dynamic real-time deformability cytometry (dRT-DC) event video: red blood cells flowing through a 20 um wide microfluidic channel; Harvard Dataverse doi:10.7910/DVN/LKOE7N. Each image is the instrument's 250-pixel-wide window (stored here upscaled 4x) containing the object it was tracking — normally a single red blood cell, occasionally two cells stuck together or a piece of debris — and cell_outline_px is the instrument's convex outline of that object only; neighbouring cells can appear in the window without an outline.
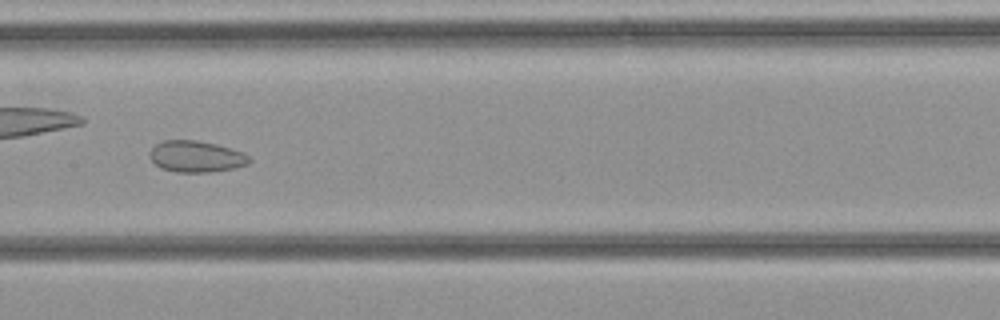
{"species": "common noctule bat (a hibernating species)", "species_latin": "Nyctalus noctula", "temperature_condition": "cold", "stored_images_in_passage": 34, "camera_frame_rate_fps": 3000, "um_per_image_px": 0.085, "animal": {"sex": "female", "body_mass_g": 21.9}, "frame": {"image": 1, "passage_image": 15, "time_ms": 4.667, "image_size_px": [1000, 320], "cell_outline_px": [[252, 160], [248, 164], [236, 168], [208, 172], [176, 172], [160, 168], [148, 156], [148, 152], [156, 144], [164, 140], [196, 140], [216, 144], [244, 152]], "centroid_in_image_um": [16.67, 13.3], "position_along_channel_um": 190.7, "area_um2": 18.32}}
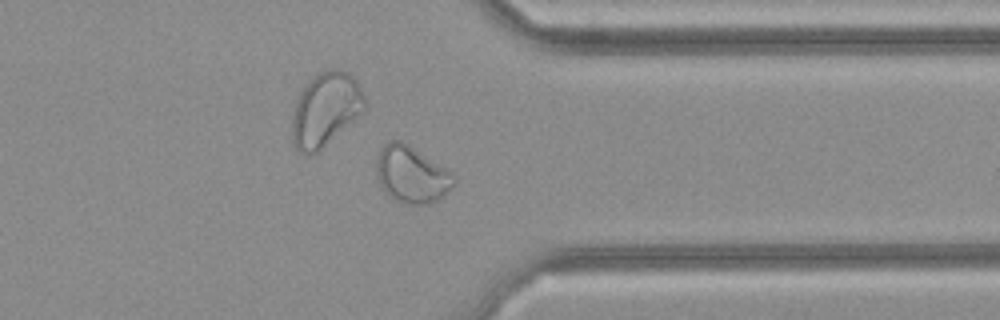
{"frame": {"image": 2, "passage_image": 25, "time_ms": 8.0, "image_size_px": [1000, 320], "cell_outline_px": [[456, 184], [444, 196], [428, 204], [408, 204], [396, 200], [388, 196], [380, 184], [376, 172], [376, 156], [384, 144], [388, 140], [400, 140], [408, 144], [448, 168], [456, 176]], "centroid_in_image_um": [35.01, 14.82], "position_along_channel_um": 376.4, "area_um2": 26.01}}